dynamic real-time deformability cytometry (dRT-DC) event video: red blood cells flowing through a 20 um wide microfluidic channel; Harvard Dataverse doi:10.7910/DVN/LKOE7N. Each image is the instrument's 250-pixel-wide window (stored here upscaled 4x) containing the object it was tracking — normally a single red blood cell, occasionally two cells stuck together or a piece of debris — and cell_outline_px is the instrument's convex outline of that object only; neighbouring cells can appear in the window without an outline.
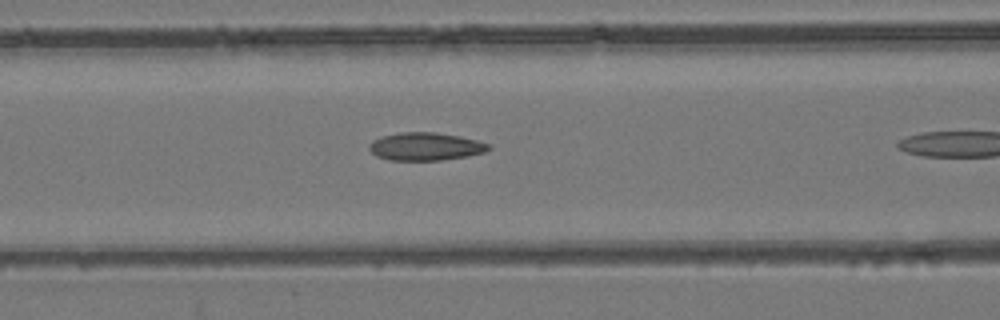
{"species": "common noctule bat (a hibernating species)", "species_latin": "Nyctalus noctula", "temperature_condition": "room temperature", "stored_images_in_passage": 8, "camera_frame_rate_fps": 3000, "um_per_image_px": 0.085, "animal": {"sex": "female", "body_mass_g": 24.6, "forearm_length_mm": 56.2}, "frame": {"image": 1, "passage_image": 7, "time_ms": 2.0, "image_size_px": [1000, 320], "cell_outline_px": [[492, 148], [484, 152], [468, 156], [440, 160], [388, 160], [376, 156], [368, 148], [368, 144], [372, 140], [384, 136], [400, 132], [436, 132], [460, 136], [492, 144]], "centroid_in_image_um": [36.18, 12.45], "position_along_channel_um": 130.4, "area_um2": 19.54}}